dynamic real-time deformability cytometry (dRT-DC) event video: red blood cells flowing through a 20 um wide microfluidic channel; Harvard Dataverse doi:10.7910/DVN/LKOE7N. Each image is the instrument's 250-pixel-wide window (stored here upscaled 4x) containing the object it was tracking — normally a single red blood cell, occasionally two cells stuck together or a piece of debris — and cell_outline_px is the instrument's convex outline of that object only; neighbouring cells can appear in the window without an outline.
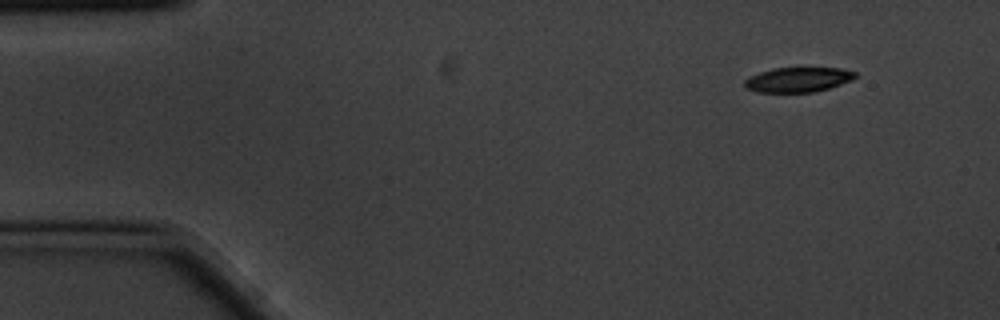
{"species": "common noctule bat (a hibernating species)", "species_latin": "Nyctalus noctula", "temperature_condition": "cold", "stored_images_in_passage": 6, "segment_of_instrument_passage": [2, 2], "camera_frame_rate_fps": 3000, "um_per_image_px": 0.085, "animal": {"sex": "male", "body_mass_g": 20.1, "forearm_length_mm": 53.5}, "frame": {"image": 1, "passage_image": 6, "time_ms": 1.667, "image_size_px": [1000, 320], "cell_outline_px": [[856, 76], [852, 80], [828, 88], [812, 92], [756, 92], [744, 88], [744, 80], [748, 76], [772, 68], [840, 68], [856, 72]], "centroid_in_image_um": [67.78, 6.77], "position_along_channel_um": 17.2, "area_um2": 16.01}}